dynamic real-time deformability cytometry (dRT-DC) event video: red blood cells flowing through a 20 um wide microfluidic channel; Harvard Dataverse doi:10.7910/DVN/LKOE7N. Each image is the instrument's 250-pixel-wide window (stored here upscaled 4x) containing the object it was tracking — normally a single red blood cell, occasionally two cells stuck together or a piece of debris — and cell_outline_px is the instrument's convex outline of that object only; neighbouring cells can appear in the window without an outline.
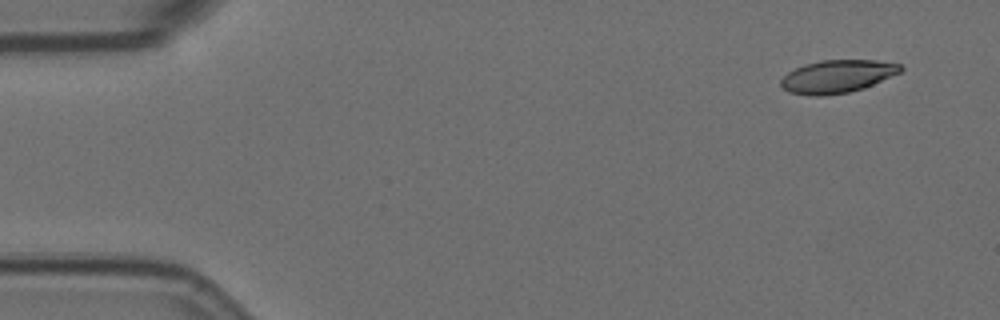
{"species": "Egyptian fruit bat (a non-hibernating species)", "species_latin": "Rousettus aegyptiacus", "temperature_condition": "room temperature", "stored_images_in_passage": 7, "camera_frame_rate_fps": 3000, "um_per_image_px": 0.085, "animal": {"sex": "female"}, "frame": {"image": 1, "passage_image": 1, "time_ms": 0.0, "image_size_px": [1000, 320], "cell_outline_px": [[904, 68], [900, 72], [872, 84], [848, 92], [824, 96], [812, 96], [788, 92], [780, 84], [780, 80], [788, 72], [804, 64], [820, 60], [876, 60], [900, 64]], "centroid_in_image_um": [71.13, 6.49], "position_along_channel_um": 13.9, "area_um2": 22.72}}
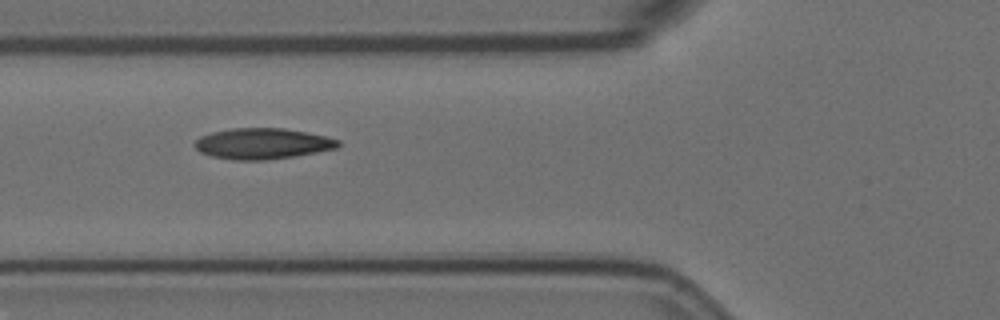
{"frame": {"image": 2, "passage_image": 6, "time_ms": 1.667, "image_size_px": [1000, 320], "cell_outline_px": [[340, 144], [336, 148], [296, 156], [264, 160], [232, 160], [212, 156], [200, 152], [192, 144], [200, 136], [212, 132], [232, 128], [284, 128], [308, 132], [340, 140]], "centroid_in_image_um": [22.29, 12.2], "position_along_channel_um": 103.5, "area_um2": 25.84}}
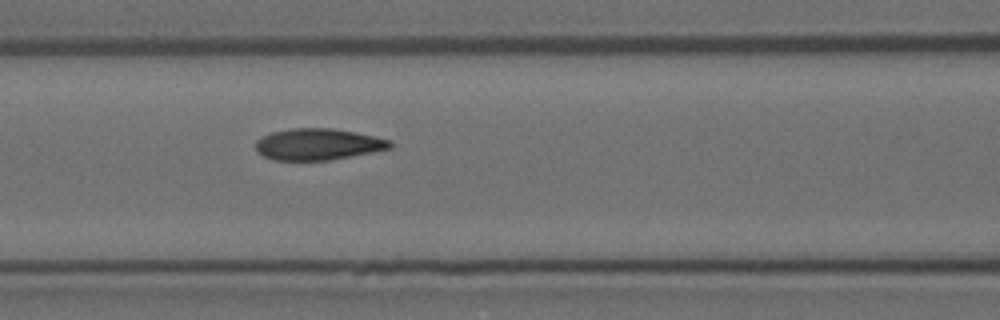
{"frame": {"image": 3, "passage_image": 7, "time_ms": 2.0, "image_size_px": [1000, 320], "cell_outline_px": [[392, 148], [372, 152], [328, 160], [272, 160], [264, 156], [256, 148], [256, 140], [272, 132], [288, 128], [332, 128], [356, 132], [392, 140]], "centroid_in_image_um": [27.05, 12.25], "position_along_channel_um": 139.6, "area_um2": 24.57}}